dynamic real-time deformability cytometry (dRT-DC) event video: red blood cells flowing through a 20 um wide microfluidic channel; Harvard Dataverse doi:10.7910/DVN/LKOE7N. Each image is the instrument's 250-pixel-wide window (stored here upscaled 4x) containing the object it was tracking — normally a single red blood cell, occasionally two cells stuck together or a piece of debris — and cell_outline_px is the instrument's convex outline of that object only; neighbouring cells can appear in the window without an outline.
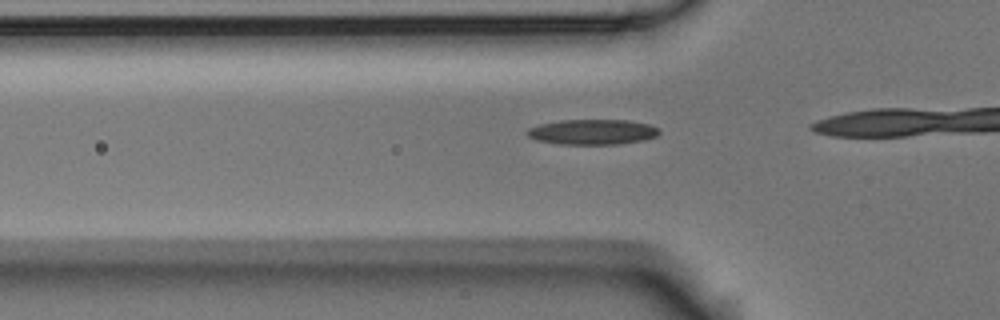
{"species": "Egyptian fruit bat (a non-hibernating species)", "species_latin": "Rousettus aegyptiacus", "temperature_condition": "room temperature", "stored_images_in_passage": 17, "camera_frame_rate_fps": 3000, "um_per_image_px": 0.085, "animal": {"sex": "male"}, "frame": {"image": 1, "passage_image": 14, "time_ms": 4.333, "image_size_px": [1000, 320], "cell_outline_px": [[660, 132], [656, 136], [644, 140], [620, 144], [560, 144], [536, 140], [528, 136], [524, 132], [528, 128], [540, 124], [560, 120], [628, 120], [648, 124], [660, 128]], "centroid_in_image_um": [50.35, 11.21], "position_along_channel_um": 75.4, "area_um2": 19.54}}